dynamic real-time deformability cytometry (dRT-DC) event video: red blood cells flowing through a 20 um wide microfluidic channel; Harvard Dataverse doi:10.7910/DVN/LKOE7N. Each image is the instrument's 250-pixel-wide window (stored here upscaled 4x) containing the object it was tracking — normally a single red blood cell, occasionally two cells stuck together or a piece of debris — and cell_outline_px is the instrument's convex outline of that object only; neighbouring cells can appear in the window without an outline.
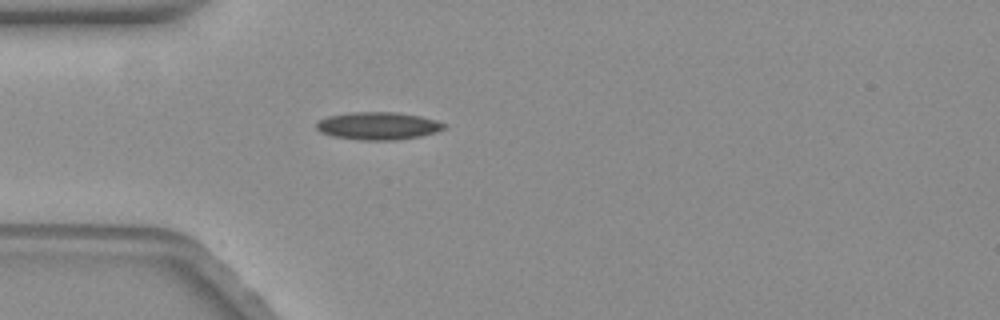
{"species": "common noctule bat (a hibernating species)", "species_latin": "Nyctalus noctula", "temperature_condition": "warm", "stored_images_in_passage": 43, "camera_frame_rate_fps": 3000, "um_per_image_px": 0.085, "animal": {"sex": "female", "body_mass_g": 19.3, "forearm_length_mm": 54.1}, "frame": {"image": 1, "passage_image": 1, "time_ms": 0.0, "image_size_px": [1000, 320], "cell_outline_px": [[448, 124], [444, 128], [436, 132], [420, 136], [396, 140], [360, 140], [332, 136], [320, 132], [316, 128], [316, 124], [320, 120], [328, 116], [352, 112], [396, 112], [420, 116], [436, 120]], "centroid_in_image_um": [32.15, 10.7], "position_along_channel_um": 52.9, "area_um2": 20.58}}
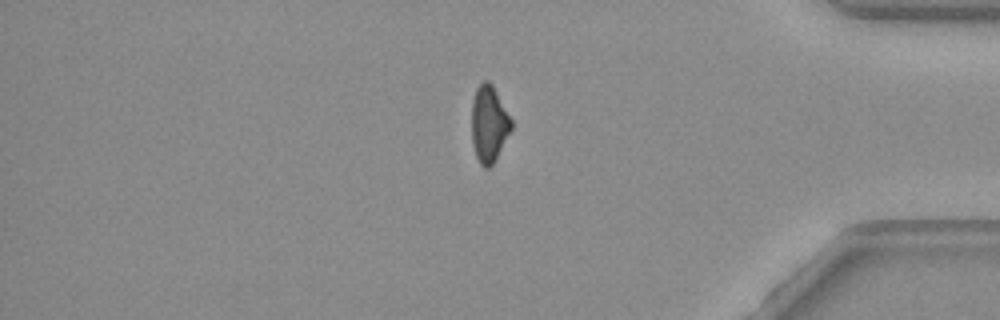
{"frame": {"image": 2, "passage_image": 33, "time_ms": 10.667, "image_size_px": [1000, 320], "cell_outline_px": [[512, 128], [492, 164], [488, 168], [484, 168], [480, 164], [476, 156], [472, 144], [472, 100], [476, 88], [484, 80], [488, 80], [492, 84], [512, 120]], "centroid_in_image_um": [41.54, 10.51], "position_along_channel_um": 393.7, "area_um2": 17.51}}
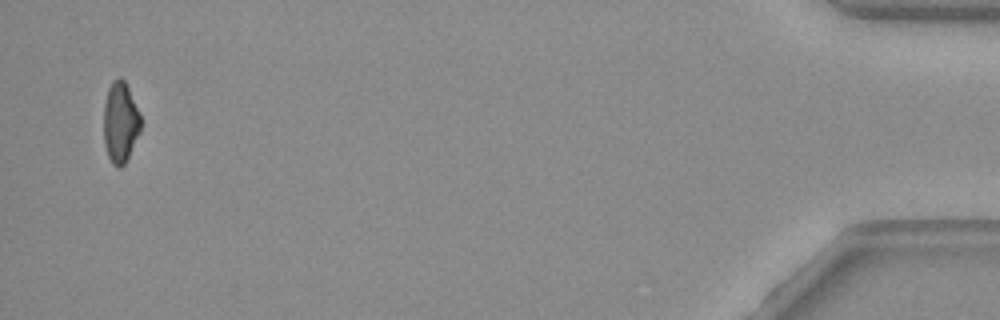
{"frame": {"image": 3, "passage_image": 41, "time_ms": 13.333, "image_size_px": [1000, 320], "cell_outline_px": [[140, 132], [124, 164], [120, 168], [116, 168], [112, 164], [108, 156], [104, 144], [104, 104], [108, 88], [112, 80], [120, 76], [124, 80], [128, 88], [140, 116]], "centroid_in_image_um": [10.2, 10.4], "position_along_channel_um": 425.0, "area_um2": 17.28}, "authors_computed_cell_mechanics": {"area_um2": 19.1896, "velocity_mm_per_s": 3.5403, "shape_relaxation_time_tau1_ms": 5.7673, "shape_relaxation_time_tau2_ms": 4.1306, "deformation_change_tau1": 0.1771, "deformation_change_tau2": 0.1163}}